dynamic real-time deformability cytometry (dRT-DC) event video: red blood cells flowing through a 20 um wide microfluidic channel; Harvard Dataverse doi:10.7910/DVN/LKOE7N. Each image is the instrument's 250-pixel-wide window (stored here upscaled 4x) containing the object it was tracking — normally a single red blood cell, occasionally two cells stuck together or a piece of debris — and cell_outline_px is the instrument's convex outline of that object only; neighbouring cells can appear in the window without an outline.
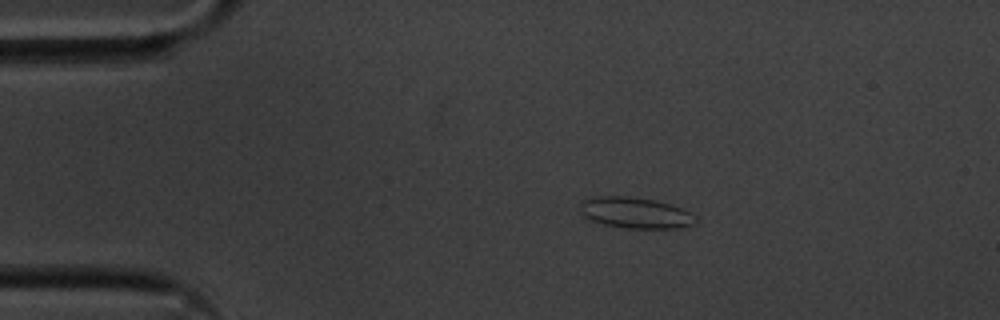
{"species": "common noctule bat (a hibernating species)", "species_latin": "Nyctalus noctula", "temperature_condition": "cold", "stored_images_in_passage": 46, "camera_frame_rate_fps": 3000, "um_per_image_px": 0.085, "animal": {"sex": "male", "body_mass_g": 20.1, "forearm_length_mm": 53.5}, "frame": {"image": 1, "passage_image": 1, "time_ms": 0.0, "image_size_px": [1000, 320], "cell_outline_px": [[696, 224], [680, 228], [624, 228], [604, 224], [592, 220], [584, 216], [580, 212], [580, 204], [584, 200], [596, 196], [628, 196], [656, 200], [680, 208], [696, 216]], "centroid_in_image_um": [54.01, 18.09], "position_along_channel_um": 31.0, "area_um2": 20.81}}
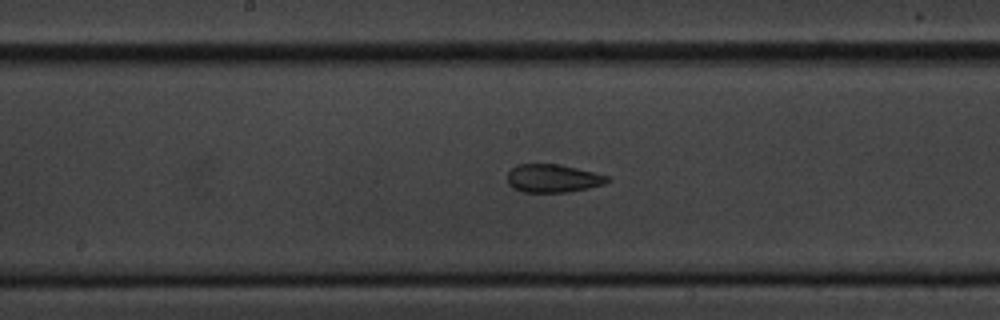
{"frame": {"image": 2, "passage_image": 19, "time_ms": 6.0, "image_size_px": [1000, 320], "cell_outline_px": [[612, 180], [604, 184], [588, 188], [568, 192], [524, 192], [512, 188], [508, 184], [508, 172], [516, 164], [560, 164], [608, 176]], "centroid_in_image_um": [46.99, 15.16], "position_along_channel_um": 201.2, "area_um2": 16.42}}
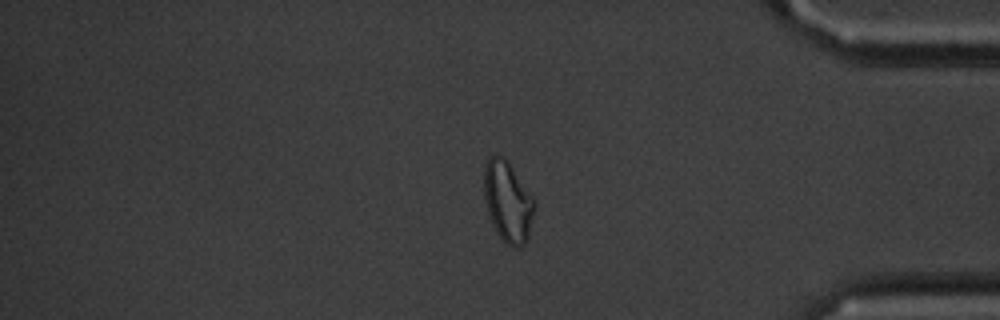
{"frame": {"image": 3, "passage_image": 37, "time_ms": 12.0, "image_size_px": [1000, 320], "cell_outline_px": [[536, 208], [528, 240], [520, 248], [512, 248], [504, 244], [496, 232], [492, 224], [484, 200], [484, 164], [488, 156], [500, 156], [508, 160], [536, 200]], "centroid_in_image_um": [43.19, 17.17], "position_along_channel_um": 392.0, "area_um2": 24.51}, "authors_computed_cell_mechanics": {"area_um2": 17.4556, "velocity_mm_per_s": 3.5928, "shape_relaxation_time_tau1_ms": 7.3224, "shape_relaxation_time_tau2_ms": 1.5789, "deformation_change_tau1": 0.1594, "deformation_change_tau2": 0.0738}}